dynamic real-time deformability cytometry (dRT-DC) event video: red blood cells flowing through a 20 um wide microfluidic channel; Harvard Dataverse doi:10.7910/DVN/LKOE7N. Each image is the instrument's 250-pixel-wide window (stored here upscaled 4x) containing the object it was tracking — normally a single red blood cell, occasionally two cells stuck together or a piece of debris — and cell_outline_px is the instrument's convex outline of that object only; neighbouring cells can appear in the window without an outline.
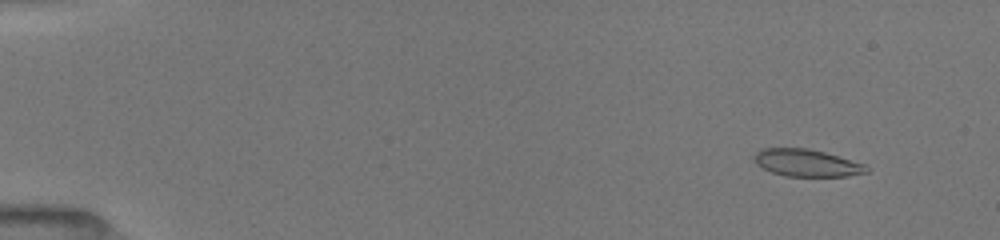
{"species": "common noctule bat (a hibernating species)", "species_latin": "Nyctalus noctula", "temperature_condition": "room temperature", "stored_images_in_passage": 9, "camera_frame_rate_fps": 3000, "um_per_image_px": 0.085, "animal": {"sex": "female", "body_mass_g": 19.5, "forearm_length_mm": 54.1}, "frame": {"image": 1, "passage_image": 2, "time_ms": 1.0, "image_size_px": [1000, 240], "cell_outline_px": [[868, 172], [848, 176], [784, 176], [772, 172], [756, 164], [752, 160], [752, 156], [760, 148], [808, 148], [824, 152], [864, 164], [868, 168]], "centroid_in_image_um": [68.51, 13.84], "position_along_channel_um": 16.5, "area_um2": 17.8}}
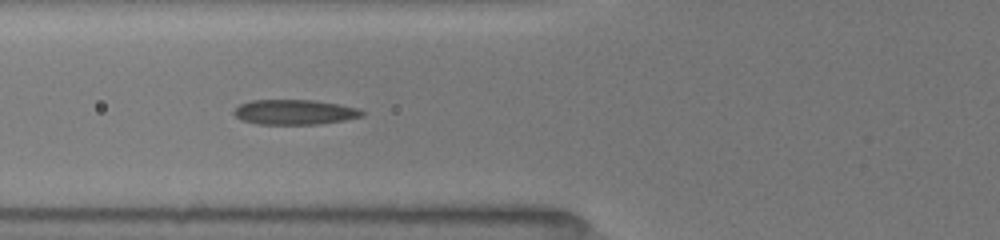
{"frame": {"image": 2, "passage_image": 7, "time_ms": 6.333, "image_size_px": [1000, 240], "cell_outline_px": [[364, 116], [344, 120], [320, 124], [256, 124], [240, 120], [232, 112], [240, 104], [252, 100], [316, 100], [340, 104], [360, 108], [364, 112]], "centroid_in_image_um": [25.06, 9.53], "position_along_channel_um": 100.7, "area_um2": 18.84}}
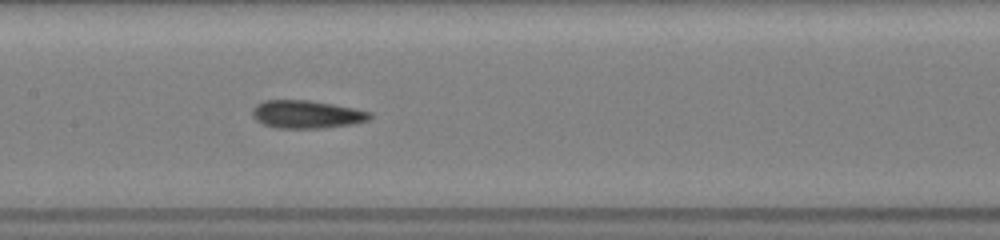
{"frame": {"image": 3, "passage_image": 9, "time_ms": 8.333, "image_size_px": [1000, 240], "cell_outline_px": [[372, 116], [368, 120], [352, 124], [324, 128], [276, 128], [264, 124], [256, 120], [252, 116], [252, 108], [256, 104], [264, 100], [308, 100], [332, 104], [372, 112]], "centroid_in_image_um": [26.04, 9.72], "position_along_channel_um": 181.4, "area_um2": 19.13}}